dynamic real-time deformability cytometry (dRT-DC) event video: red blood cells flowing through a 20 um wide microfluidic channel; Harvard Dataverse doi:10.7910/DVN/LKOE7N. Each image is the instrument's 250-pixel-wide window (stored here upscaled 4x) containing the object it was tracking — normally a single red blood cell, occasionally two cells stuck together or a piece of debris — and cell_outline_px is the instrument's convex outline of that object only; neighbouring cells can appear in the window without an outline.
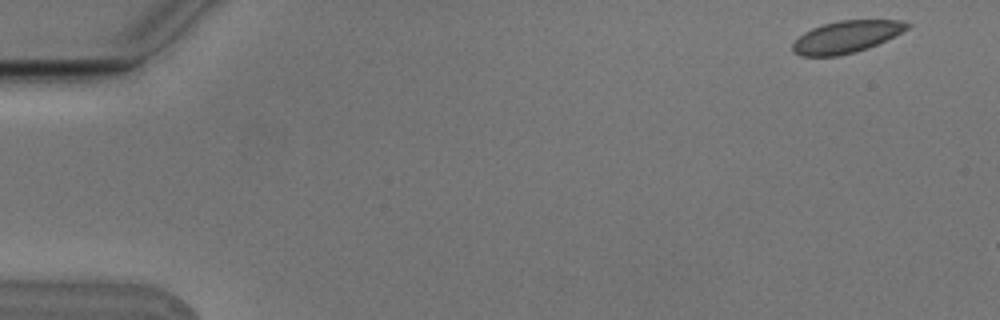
{"species": "Egyptian fruit bat (a non-hibernating species)", "species_latin": "Rousettus aegyptiacus", "temperature_condition": "cold", "stored_images_in_passage": 3, "camera_frame_rate_fps": 3000, "um_per_image_px": 0.085, "animal": {"sex": "male"}, "frame": {"image": 1, "passage_image": 1, "time_ms": 0.0, "image_size_px": [1000, 320], "cell_outline_px": [[912, 24], [908, 28], [868, 48], [856, 52], [836, 56], [800, 56], [792, 52], [792, 44], [804, 32], [812, 28], [824, 24], [840, 20], [900, 20]], "centroid_in_image_um": [71.9, 3.14], "position_along_channel_um": 13.1, "area_um2": 21.15}}